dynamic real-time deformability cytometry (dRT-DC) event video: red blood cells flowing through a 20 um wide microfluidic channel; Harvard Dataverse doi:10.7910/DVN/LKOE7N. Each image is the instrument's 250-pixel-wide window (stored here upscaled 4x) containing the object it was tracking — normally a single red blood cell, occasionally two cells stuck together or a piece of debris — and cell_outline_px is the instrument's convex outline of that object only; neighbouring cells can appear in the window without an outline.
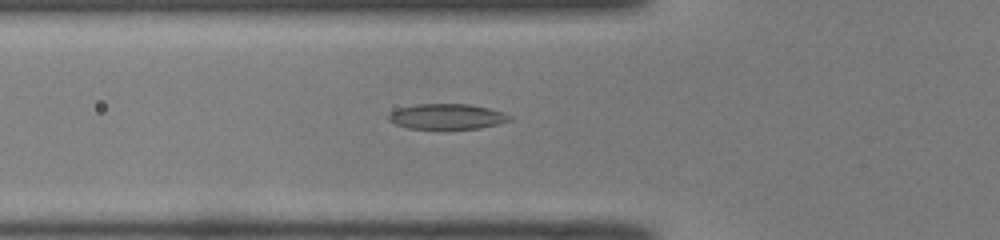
{"species": "common noctule bat (a hibernating species)", "species_latin": "Nyctalus noctula", "temperature_condition": "room temperature", "stored_images_in_passage": 34, "camera_frame_rate_fps": 3000, "um_per_image_px": 0.085, "animal": {"sex": "male", "body_mass_g": 19.0, "forearm_length_mm": 50.8}, "frame": {"image": 1, "passage_image": 2, "time_ms": 0.333, "image_size_px": [1000, 240], "cell_outline_px": [[512, 120], [480, 128], [408, 128], [396, 124], [388, 120], [388, 116], [392, 112], [400, 108], [416, 104], [468, 104], [488, 108], [504, 112], [512, 116]], "centroid_in_image_um": [38.02, 9.89], "position_along_channel_um": 87.8, "area_um2": 17.63}}
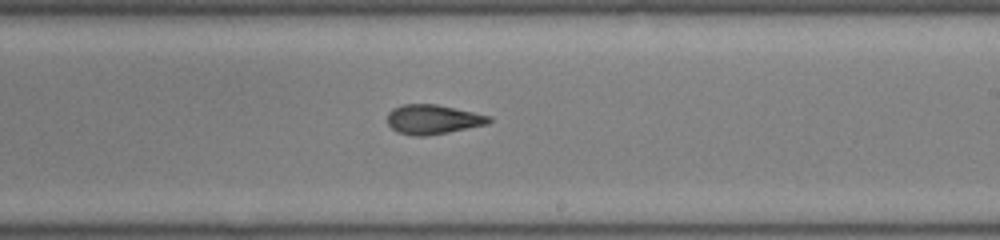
{"frame": {"image": 2, "passage_image": 14, "time_ms": 4.333, "image_size_px": [1000, 240], "cell_outline_px": [[492, 120], [488, 124], [448, 132], [424, 136], [412, 136], [396, 132], [388, 124], [388, 112], [392, 108], [404, 104], [436, 104], [492, 116]], "centroid_in_image_um": [36.79, 10.15], "position_along_channel_um": 252.2, "area_um2": 17.51}}
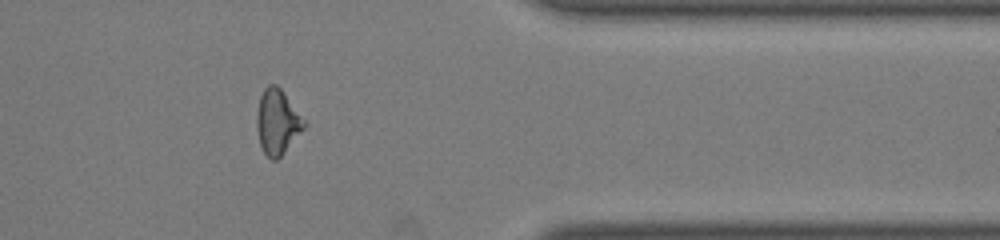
{"frame": {"image": 3, "passage_image": 25, "time_ms": 8.0, "image_size_px": [1000, 240], "cell_outline_px": [[308, 124], [284, 152], [276, 160], [272, 160], [264, 152], [260, 144], [256, 128], [256, 112], [260, 96], [264, 88], [268, 84], [276, 84], [280, 88]], "centroid_in_image_um": [23.56, 10.34], "position_along_channel_um": 387.8, "area_um2": 17.86}}